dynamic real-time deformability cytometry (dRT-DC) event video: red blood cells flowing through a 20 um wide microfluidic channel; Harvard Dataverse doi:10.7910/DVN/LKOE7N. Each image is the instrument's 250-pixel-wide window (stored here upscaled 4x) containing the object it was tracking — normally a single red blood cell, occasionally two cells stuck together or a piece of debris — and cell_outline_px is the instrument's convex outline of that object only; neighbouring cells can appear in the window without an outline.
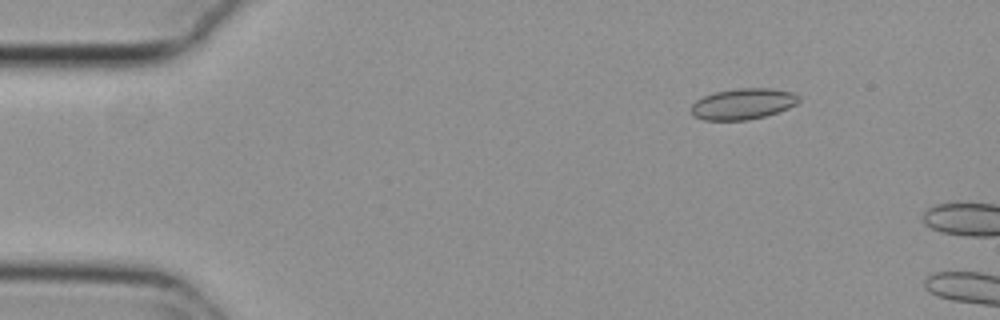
{"species": "common noctule bat (a hibernating species)", "species_latin": "Nyctalus noctula", "temperature_condition": "cold", "stored_images_in_passage": 11, "camera_frame_rate_fps": 3000, "um_per_image_px": 0.085, "animal": {"sex": "female", "body_mass_g": 29.2, "forearm_length_mm": 56.3}, "frame": {"image": 1, "passage_image": 8, "time_ms": 2.333, "image_size_px": [1000, 320], "cell_outline_px": [[800, 100], [796, 104], [788, 108], [764, 116], [748, 120], [704, 120], [692, 116], [692, 104], [696, 100], [712, 92], [736, 88], [772, 88], [792, 92], [800, 96]], "centroid_in_image_um": [63.14, 8.82], "position_along_channel_um": 21.9, "area_um2": 19.54}}